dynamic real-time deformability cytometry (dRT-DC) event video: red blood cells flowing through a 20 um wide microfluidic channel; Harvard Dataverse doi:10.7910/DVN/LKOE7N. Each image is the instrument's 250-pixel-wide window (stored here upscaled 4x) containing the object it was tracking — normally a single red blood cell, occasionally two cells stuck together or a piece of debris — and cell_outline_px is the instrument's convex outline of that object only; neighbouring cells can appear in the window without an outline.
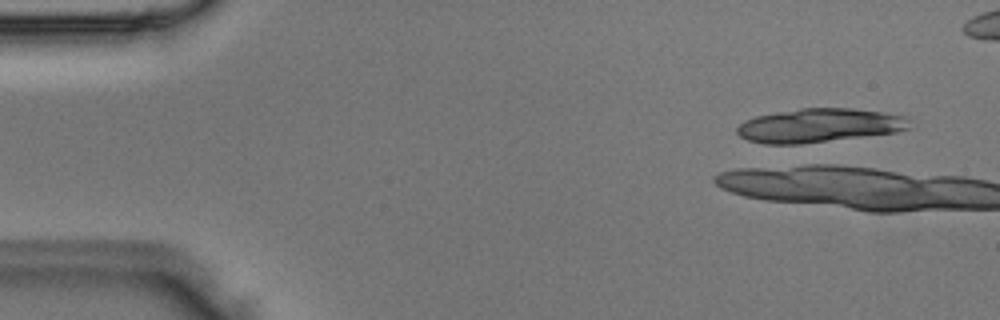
{"species": "Egyptian fruit bat (a non-hibernating species)", "species_latin": "Rousettus aegyptiacus", "temperature_condition": "room temperature", "stored_images_in_passage": 5, "camera_frame_rate_fps": 3000, "um_per_image_px": 0.085, "animal": {"sex": "male"}, "frame": {"image": 1, "passage_image": 1, "time_ms": 0.0, "image_size_px": [1000, 320], "cell_outline_px": [[912, 128], [896, 132], [800, 144], [764, 144], [748, 140], [740, 136], [736, 132], [736, 128], [744, 120], [756, 116], [776, 112], [800, 108], [852, 108], [884, 112], [904, 116], [908, 120]], "centroid_in_image_um": [69.62, 10.66], "position_along_channel_um": 15.4, "area_um2": 34.04}}